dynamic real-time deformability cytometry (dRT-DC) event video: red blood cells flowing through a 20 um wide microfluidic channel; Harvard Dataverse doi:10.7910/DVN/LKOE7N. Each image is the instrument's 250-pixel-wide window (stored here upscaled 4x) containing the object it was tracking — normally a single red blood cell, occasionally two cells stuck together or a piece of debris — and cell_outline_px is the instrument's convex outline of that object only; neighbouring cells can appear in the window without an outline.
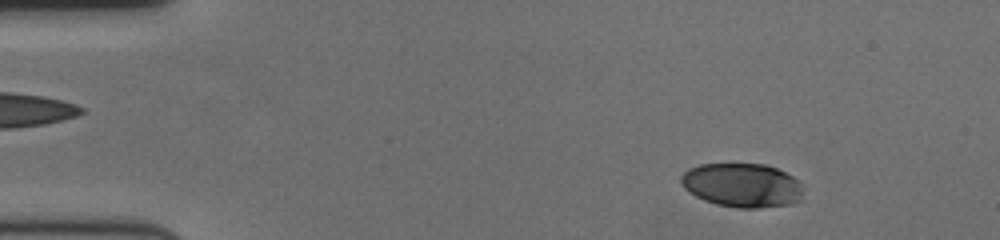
{"species": "human", "species_latin": "Homo sapiens", "temperature_condition": "cold", "stored_images_in_passage": 57, "camera_frame_rate_fps": 3000, "um_per_image_px": 0.085, "donor": {"sex": "female"}, "frame": {"image": 1, "passage_image": 5, "time_ms": 1.333, "image_size_px": [1000, 240], "cell_outline_px": [[800, 200], [792, 204], [760, 208], [736, 208], [716, 204], [704, 200], [688, 192], [680, 184], [680, 176], [688, 168], [700, 164], [764, 164], [776, 168], [800, 180]], "centroid_in_image_um": [63.04, 15.75], "position_along_channel_um": 22.0, "area_um2": 31.44}}
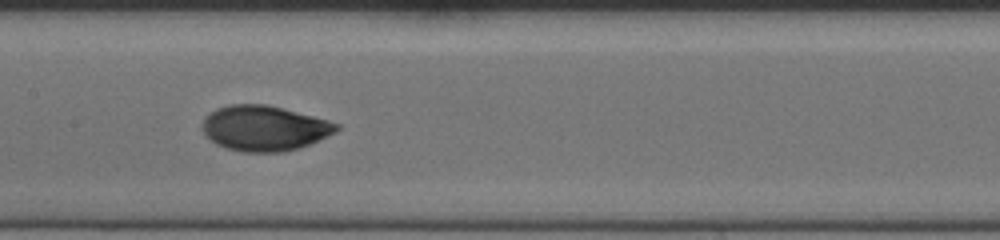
{"frame": {"image": 2, "passage_image": 27, "time_ms": 8.667, "image_size_px": [1000, 240], "cell_outline_px": [[340, 128], [336, 132], [308, 144], [284, 152], [240, 152], [216, 144], [204, 136], [204, 120], [216, 108], [232, 104], [264, 104], [328, 120], [340, 124]], "centroid_in_image_um": [22.46, 10.91], "position_along_channel_um": 184.9, "area_um2": 34.91}}
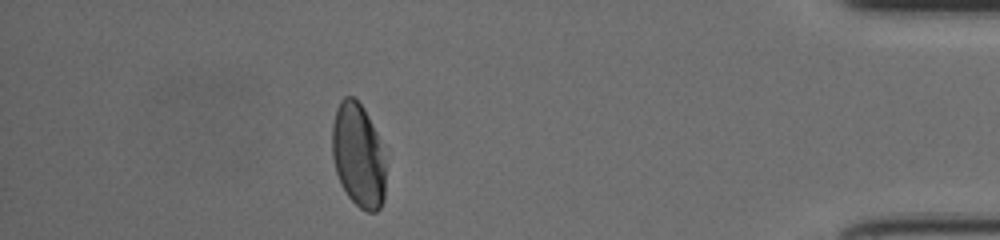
{"frame": {"image": 3, "passage_image": 50, "time_ms": 16.333, "image_size_px": [1000, 240], "cell_outline_px": [[384, 200], [380, 208], [376, 212], [368, 212], [360, 208], [348, 196], [340, 184], [336, 172], [332, 156], [332, 124], [336, 108], [340, 100], [344, 96], [352, 96], [364, 108], [376, 132], [384, 164]], "centroid_in_image_um": [30.41, 13.21], "position_along_channel_um": 404.8, "area_um2": 32.19}, "authors_computed_cell_mechanics": {"area_um2": 34.0442, "velocity_mm_per_s": 3.489, "shape_relaxation_time_tau1_ms": 5.1391, "shape_relaxation_time_tau2_ms": null, "deformation_change_tau1": 0.1799, "deformation_change_tau2": null}}